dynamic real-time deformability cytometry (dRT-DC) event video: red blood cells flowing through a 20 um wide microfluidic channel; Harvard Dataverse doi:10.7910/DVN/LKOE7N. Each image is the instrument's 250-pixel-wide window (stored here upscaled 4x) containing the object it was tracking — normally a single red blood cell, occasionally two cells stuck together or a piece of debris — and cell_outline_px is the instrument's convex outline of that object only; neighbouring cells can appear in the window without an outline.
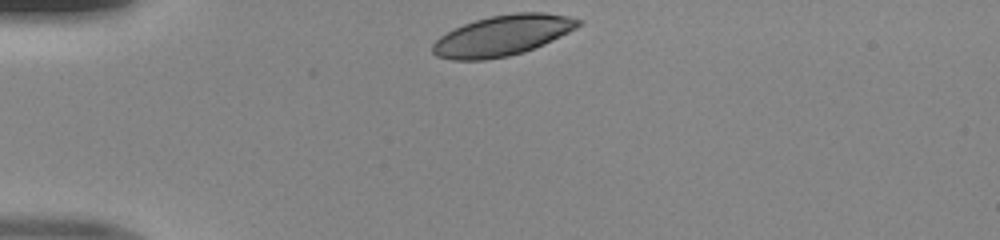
{"species": "human", "species_latin": "Homo sapiens", "temperature_condition": "room temperature", "stored_images_in_passage": 30, "camera_frame_rate_fps": 3000, "um_per_image_px": 0.085, "donor": {"sex": "male"}, "frame": {"image": 1, "passage_image": 1, "time_ms": 0.0, "image_size_px": [1000, 240], "cell_outline_px": [[584, 20], [576, 28], [544, 44], [524, 52], [508, 56], [484, 60], [452, 60], [436, 56], [432, 52], [432, 44], [440, 36], [464, 24], [476, 20], [492, 16], [516, 12], [544, 12], [568, 16]], "centroid_in_image_um": [42.71, 3.02], "position_along_channel_um": 42.3, "area_um2": 34.22}}
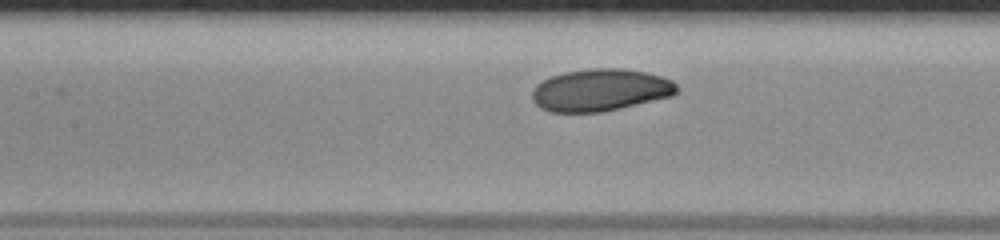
{"frame": {"image": 2, "passage_image": 12, "time_ms": 3.667, "image_size_px": [1000, 240], "cell_outline_px": [[680, 92], [672, 96], [620, 108], [600, 112], [548, 112], [540, 108], [532, 100], [532, 92], [536, 84], [552, 76], [564, 72], [592, 68], [620, 68], [644, 72], [660, 76], [672, 80], [680, 88]], "centroid_in_image_um": [51.04, 7.66], "position_along_channel_um": 156.4, "area_um2": 35.66}}
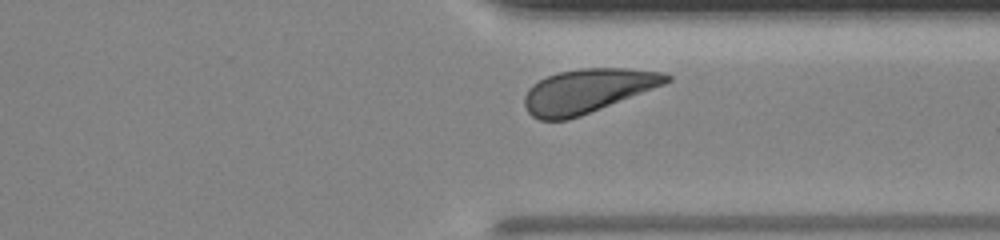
{"frame": {"image": 3, "passage_image": 27, "time_ms": 8.667, "image_size_px": [1000, 240], "cell_outline_px": [[672, 80], [664, 84], [580, 116], [568, 120], [540, 120], [532, 116], [528, 112], [524, 104], [524, 96], [528, 88], [532, 84], [548, 76], [560, 72], [580, 68], [628, 68], [664, 72], [672, 76]], "centroid_in_image_um": [49.92, 7.72], "position_along_channel_um": 361.5, "area_um2": 36.18}}